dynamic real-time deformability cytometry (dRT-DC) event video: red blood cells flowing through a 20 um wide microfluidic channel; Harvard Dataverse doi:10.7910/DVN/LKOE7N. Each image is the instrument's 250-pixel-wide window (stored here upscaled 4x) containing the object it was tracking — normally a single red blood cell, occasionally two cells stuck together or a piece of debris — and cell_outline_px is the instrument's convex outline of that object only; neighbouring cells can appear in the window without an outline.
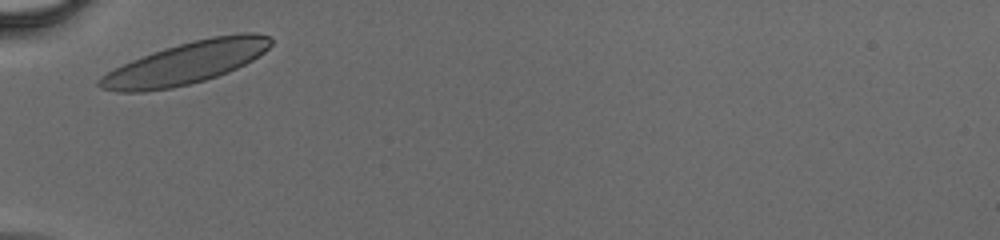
{"species": "human", "species_latin": "Homo sapiens", "temperature_condition": "cold", "stored_images_in_passage": 24, "camera_frame_rate_fps": 3000, "um_per_image_px": 0.085, "donor": {"sex": "male"}, "frame": {"image": 1, "passage_image": 1, "time_ms": 0.0, "image_size_px": [1000, 240], "cell_outline_px": [[272, 44], [264, 52], [252, 60], [228, 72], [204, 80], [172, 88], [144, 92], [116, 92], [100, 88], [96, 84], [96, 80], [100, 76], [132, 60], [164, 48], [212, 36], [244, 32], [252, 32], [268, 36], [272, 40]], "centroid_in_image_um": [15.78, 5.37], "position_along_channel_um": 69.2, "area_um2": 41.62}}
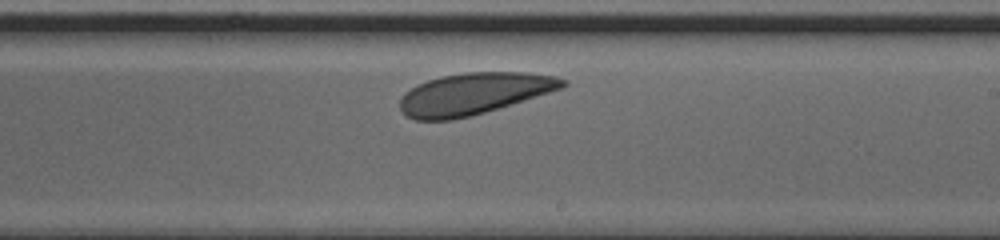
{"frame": {"image": 2, "passage_image": 14, "time_ms": 4.333, "image_size_px": [1000, 240], "cell_outline_px": [[568, 84], [564, 88], [484, 112], [452, 120], [416, 120], [408, 116], [400, 108], [400, 96], [404, 92], [416, 84], [440, 76], [464, 72], [524, 72], [556, 76], [568, 80]], "centroid_in_image_um": [40.28, 7.95], "position_along_channel_um": 248.7, "area_um2": 39.48}}
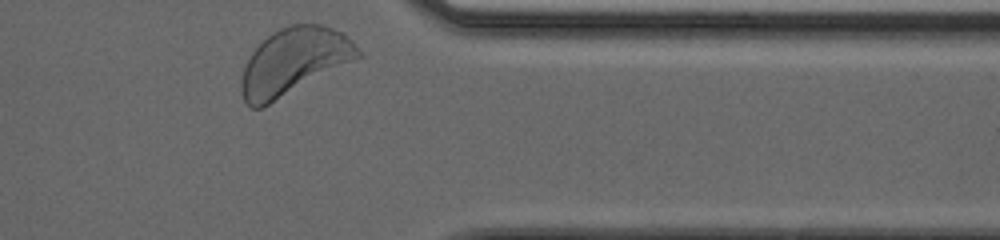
{"frame": {"image": 3, "passage_image": 24, "time_ms": 7.667, "image_size_px": [1000, 240], "cell_outline_px": [[364, 56], [260, 108], [252, 108], [244, 100], [240, 92], [240, 80], [244, 68], [252, 52], [272, 32], [280, 28], [292, 24], [320, 24], [344, 32], [364, 52]], "centroid_in_image_um": [25.02, 5.21], "position_along_channel_um": 386.4, "area_um2": 45.2}}